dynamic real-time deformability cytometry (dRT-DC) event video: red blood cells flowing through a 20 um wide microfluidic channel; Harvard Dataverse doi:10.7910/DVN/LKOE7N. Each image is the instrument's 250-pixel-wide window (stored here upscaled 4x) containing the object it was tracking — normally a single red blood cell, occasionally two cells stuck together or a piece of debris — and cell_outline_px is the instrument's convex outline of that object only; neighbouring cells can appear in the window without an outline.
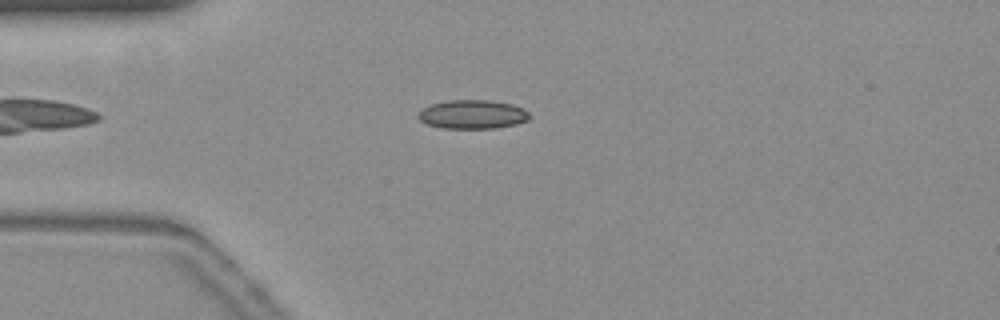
{"species": "common noctule bat (a hibernating species)", "species_latin": "Nyctalus noctula", "temperature_condition": "warm", "stored_images_in_passage": 47, "camera_frame_rate_fps": 3000, "um_per_image_px": 0.085, "animal": {"sex": "female", "body_mass_g": 19.3, "forearm_length_mm": 54.1}, "frame": {"image": 1, "passage_image": 6, "time_ms": 1.667, "image_size_px": [1000, 320], "cell_outline_px": [[528, 120], [516, 124], [496, 128], [440, 128], [428, 124], [420, 120], [416, 116], [424, 108], [432, 104], [448, 100], [492, 100], [512, 104], [524, 108], [528, 112]], "centroid_in_image_um": [40.18, 9.72], "position_along_channel_um": 44.8, "area_um2": 18.67}}
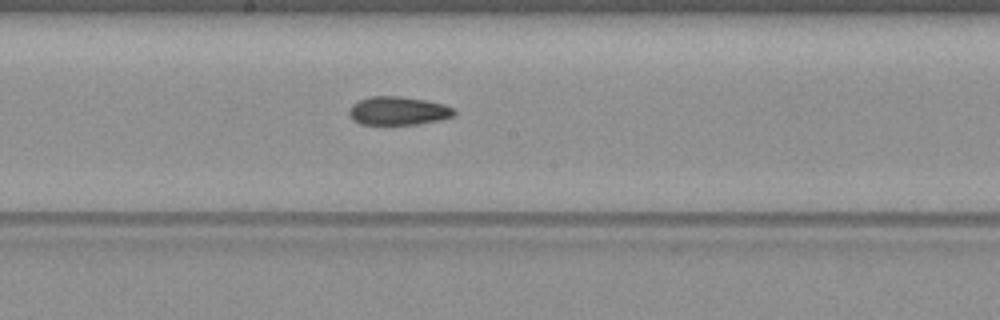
{"frame": {"image": 2, "passage_image": 21, "time_ms": 6.667, "image_size_px": [1000, 320], "cell_outline_px": [[456, 112], [452, 116], [440, 120], [416, 124], [360, 124], [352, 120], [348, 112], [352, 104], [368, 96], [400, 96], [424, 100], [444, 104], [452, 108]], "centroid_in_image_um": [33.81, 9.42], "position_along_channel_um": 214.4, "area_um2": 17.34}}
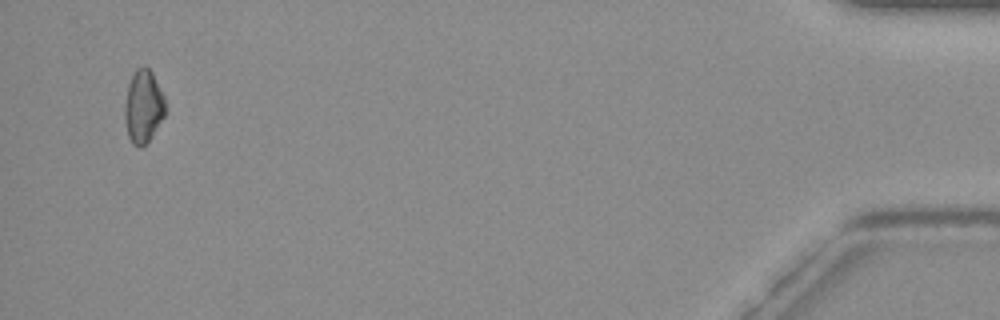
{"frame": {"image": 3, "passage_image": 45, "time_ms": 14.667, "image_size_px": [1000, 320], "cell_outline_px": [[164, 116], [148, 140], [140, 148], [132, 144], [128, 136], [124, 120], [124, 104], [128, 84], [136, 68], [144, 64], [152, 72], [164, 96]], "centroid_in_image_um": [12.15, 9.02], "position_along_channel_um": 423.1, "area_um2": 17.17}, "authors_computed_cell_mechanics": {"area_um2": 17.34, "velocity_mm_per_s": 3.7243, "shape_relaxation_time_tau1_ms": null, "shape_relaxation_time_tau2_ms": 5.5739, "deformation_change_tau1": null, "deformation_change_tau2": 0.1113}}